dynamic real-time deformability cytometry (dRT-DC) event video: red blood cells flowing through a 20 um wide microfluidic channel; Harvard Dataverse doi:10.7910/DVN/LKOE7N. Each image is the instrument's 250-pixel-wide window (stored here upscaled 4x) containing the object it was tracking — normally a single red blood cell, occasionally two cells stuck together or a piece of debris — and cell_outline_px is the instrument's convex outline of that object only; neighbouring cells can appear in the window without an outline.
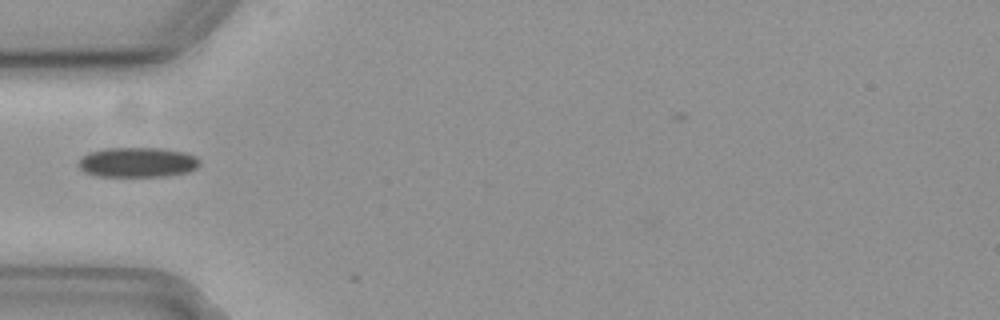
{"species": "common noctule bat (a hibernating species)", "species_latin": "Nyctalus noctula", "temperature_condition": "cold", "stored_images_in_passage": 2, "camera_frame_rate_fps": 3000, "um_per_image_px": 0.085, "animal": {"sex": "female", "body_mass_g": 19.3, "forearm_length_mm": 54.1}, "frame": {"image": 1, "passage_image": 1, "time_ms": 0.0, "image_size_px": [1000, 320], "cell_outline_px": [[200, 164], [196, 168], [188, 172], [168, 176], [96, 176], [84, 172], [80, 168], [80, 160], [88, 152], [104, 148], [160, 148], [184, 152], [196, 156], [200, 160]], "centroid_in_image_um": [11.71, 13.79], "position_along_channel_um": 73.3, "area_um2": 21.15}}